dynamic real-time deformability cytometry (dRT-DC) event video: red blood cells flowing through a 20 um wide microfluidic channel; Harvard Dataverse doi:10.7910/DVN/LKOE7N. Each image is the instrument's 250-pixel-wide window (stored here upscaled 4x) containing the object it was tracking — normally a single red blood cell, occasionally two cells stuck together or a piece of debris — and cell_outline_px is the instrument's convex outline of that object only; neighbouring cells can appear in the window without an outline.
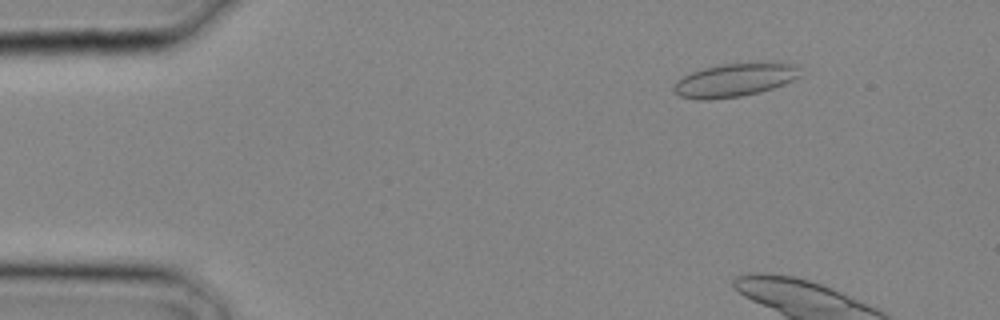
{"species": "common noctule bat (a hibernating species)", "species_latin": "Nyctalus noctula", "temperature_condition": "cold", "stored_images_in_passage": 6, "camera_frame_rate_fps": 3000, "um_per_image_px": 0.085, "animal": {"sex": "male", "body_mass_g": 20.4}, "frame": {"image": 1, "passage_image": 4, "time_ms": 1.0, "image_size_px": [1000, 320], "cell_outline_px": [[800, 76], [792, 80], [772, 88], [760, 92], [740, 96], [708, 100], [696, 100], [680, 96], [672, 88], [676, 80], [692, 72], [704, 68], [724, 64], [796, 64]], "centroid_in_image_um": [62.36, 6.84], "position_along_channel_um": 22.6, "area_um2": 23.87}}